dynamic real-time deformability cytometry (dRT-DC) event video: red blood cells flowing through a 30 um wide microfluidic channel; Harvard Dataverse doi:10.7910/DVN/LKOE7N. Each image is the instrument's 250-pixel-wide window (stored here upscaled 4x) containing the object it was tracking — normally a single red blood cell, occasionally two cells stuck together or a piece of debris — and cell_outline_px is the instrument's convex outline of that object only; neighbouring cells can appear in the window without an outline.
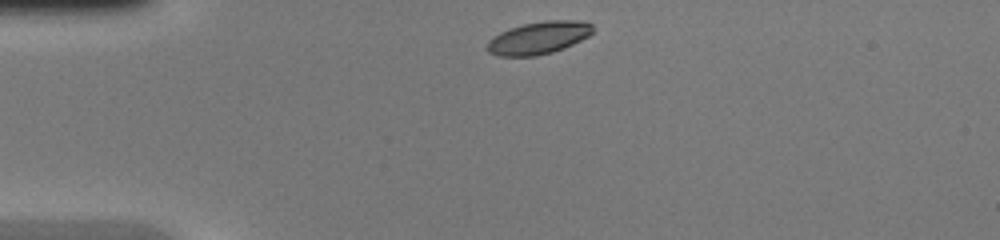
{"species": "common noctule bat (a hibernating species)", "species_latin": "Nyctalus noctula", "temperature_condition": "warm", "stored_images_in_passage": 36, "camera_frame_rate_fps": 3000, "um_per_image_px": 0.085, "animal": {"sex": "female", "body_mass_g": 20.0, "forearm_length_mm": 54.0}, "frame": {"image": 1, "passage_image": 1, "time_ms": 0.0, "image_size_px": [1000, 240], "cell_outline_px": [[592, 32], [588, 36], [564, 48], [552, 52], [536, 56], [496, 56], [488, 52], [484, 48], [488, 40], [492, 36], [508, 28], [524, 24], [544, 20], [584, 20], [592, 24]], "centroid_in_image_um": [45.73, 3.21], "position_along_channel_um": 39.3, "area_um2": 20.29}}
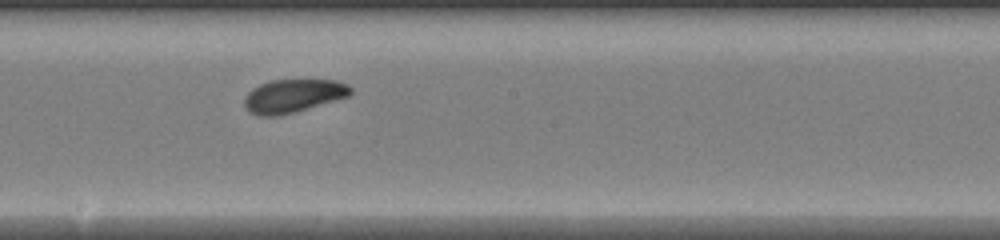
{"frame": {"image": 2, "passage_image": 16, "time_ms": 5.0, "image_size_px": [1000, 240], "cell_outline_px": [[352, 92], [348, 96], [292, 112], [276, 116], [260, 116], [252, 112], [244, 104], [244, 96], [252, 88], [260, 84], [272, 80], [336, 80], [348, 84], [352, 88]], "centroid_in_image_um": [24.91, 8.13], "position_along_channel_um": 223.3, "area_um2": 20.23}}
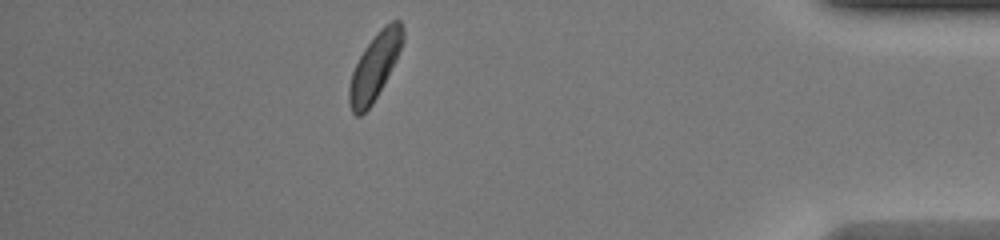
{"frame": {"image": 3, "passage_image": 31, "time_ms": 10.0, "image_size_px": [1000, 240], "cell_outline_px": [[404, 40], [396, 60], [372, 104], [360, 116], [356, 116], [352, 112], [348, 104], [348, 88], [352, 72], [364, 48], [376, 32], [380, 28], [392, 20], [400, 20], [404, 28]], "centroid_in_image_um": [31.84, 5.63], "position_along_channel_um": 403.4, "area_um2": 20.63}}